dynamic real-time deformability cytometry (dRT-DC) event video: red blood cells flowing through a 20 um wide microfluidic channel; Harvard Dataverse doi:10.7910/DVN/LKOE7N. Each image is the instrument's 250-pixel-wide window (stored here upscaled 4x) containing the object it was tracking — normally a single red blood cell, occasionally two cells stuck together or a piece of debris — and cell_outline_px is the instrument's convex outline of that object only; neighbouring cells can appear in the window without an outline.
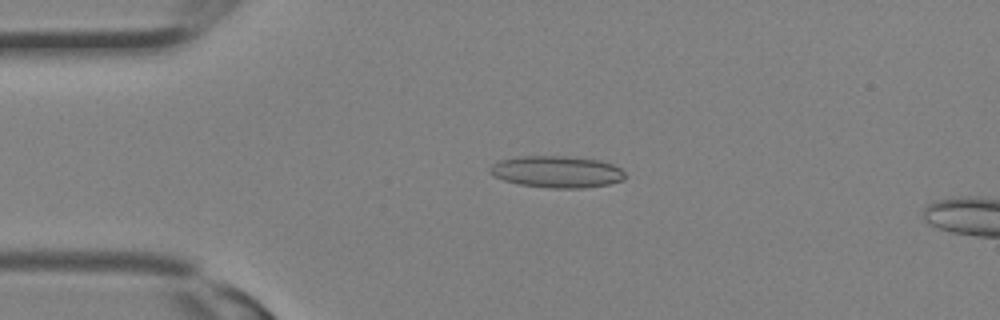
{"species": "Egyptian fruit bat (a non-hibernating species)", "species_latin": "Rousettus aegyptiacus", "temperature_condition": "room temperature", "stored_images_in_passage": 15, "camera_frame_rate_fps": 3000, "um_per_image_px": 0.085, "animal": {"sex": "female"}, "frame": {"image": 1, "passage_image": 7, "time_ms": 2.0, "image_size_px": [1000, 320], "cell_outline_px": [[624, 180], [608, 184], [584, 188], [552, 188], [520, 184], [504, 180], [492, 176], [488, 172], [488, 168], [492, 164], [500, 160], [516, 156], [564, 156], [600, 160], [612, 164], [620, 168], [624, 172]], "centroid_in_image_um": [47.29, 14.59], "position_along_channel_um": 37.7, "area_um2": 25.09}}
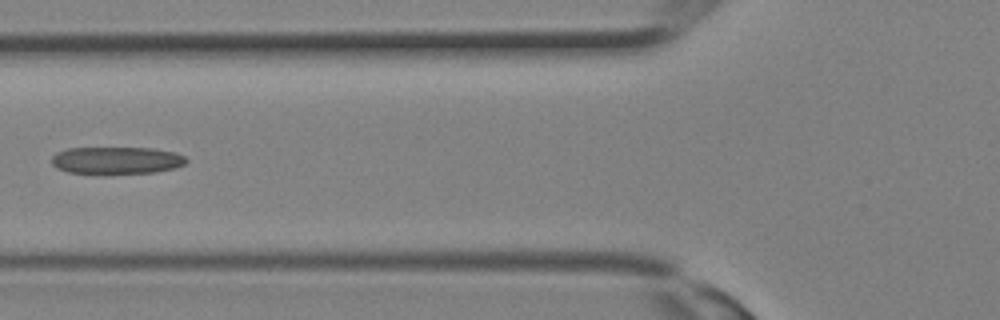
{"frame": {"image": 2, "passage_image": 12, "time_ms": 3.667, "image_size_px": [1000, 320], "cell_outline_px": [[188, 160], [184, 164], [176, 168], [156, 172], [68, 172], [56, 168], [52, 164], [52, 156], [56, 152], [68, 148], [152, 148], [176, 152], [184, 156]], "centroid_in_image_um": [9.93, 13.6], "position_along_channel_um": 115.9, "area_um2": 20.98}}
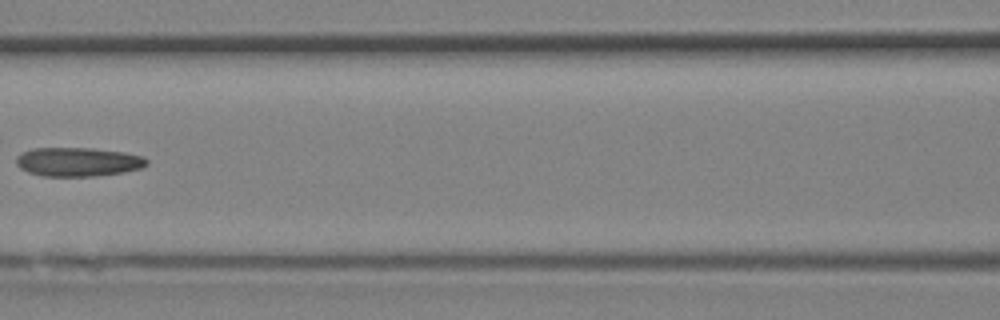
{"frame": {"image": 3, "passage_image": 14, "time_ms": 4.333, "image_size_px": [1000, 320], "cell_outline_px": [[148, 164], [140, 168], [124, 172], [96, 176], [44, 176], [28, 172], [20, 168], [16, 164], [16, 156], [32, 148], [92, 148], [124, 152], [144, 156], [148, 160]], "centroid_in_image_um": [6.64, 13.75], "position_along_channel_um": 160.0, "area_um2": 22.08}}